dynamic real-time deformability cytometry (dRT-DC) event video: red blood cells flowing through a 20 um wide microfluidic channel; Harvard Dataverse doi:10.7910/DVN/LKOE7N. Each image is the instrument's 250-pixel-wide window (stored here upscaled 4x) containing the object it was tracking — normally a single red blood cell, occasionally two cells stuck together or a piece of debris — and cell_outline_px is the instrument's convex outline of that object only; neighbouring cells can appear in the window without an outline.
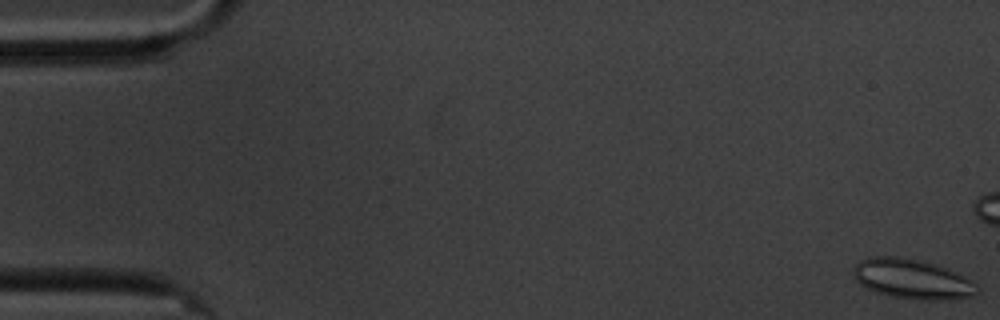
{"species": "common noctule bat (a hibernating species)", "species_latin": "Nyctalus noctula", "temperature_condition": "cold", "stored_images_in_passage": 60, "camera_frame_rate_fps": 3000, "um_per_image_px": 0.085, "animal": {"sex": "male", "body_mass_g": 20.1, "forearm_length_mm": 53.5}, "frame": {"image": 1, "passage_image": 1, "time_ms": 0.0, "image_size_px": [1000, 320], "cell_outline_px": [[980, 292], [972, 296], [948, 300], [920, 300], [892, 296], [876, 292], [860, 284], [852, 276], [852, 268], [860, 260], [868, 256], [900, 256], [920, 260], [948, 268], [972, 280], [980, 288]], "centroid_in_image_um": [77.54, 23.71], "position_along_channel_um": 7.5, "area_um2": 29.13}}
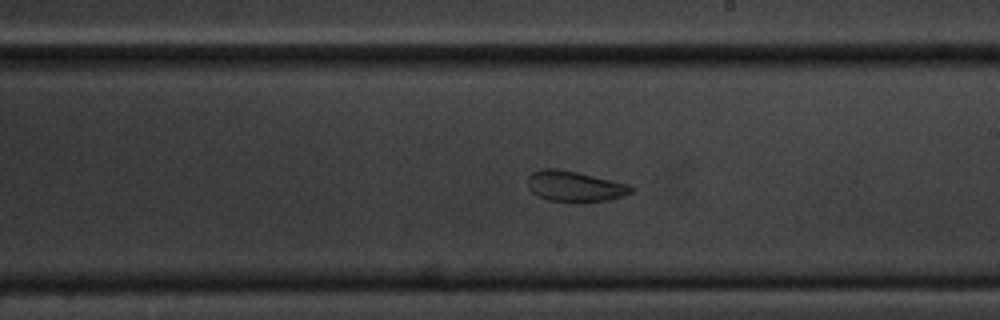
{"frame": {"image": 2, "passage_image": 34, "time_ms": 11.0, "image_size_px": [1000, 320], "cell_outline_px": [[636, 188], [632, 192], [624, 196], [608, 200], [584, 204], [572, 204], [548, 200], [532, 192], [528, 188], [528, 176], [532, 172], [540, 168], [556, 168], [576, 172], [628, 184]], "centroid_in_image_um": [48.86, 15.87], "position_along_channel_um": 240.1, "area_um2": 19.02}}
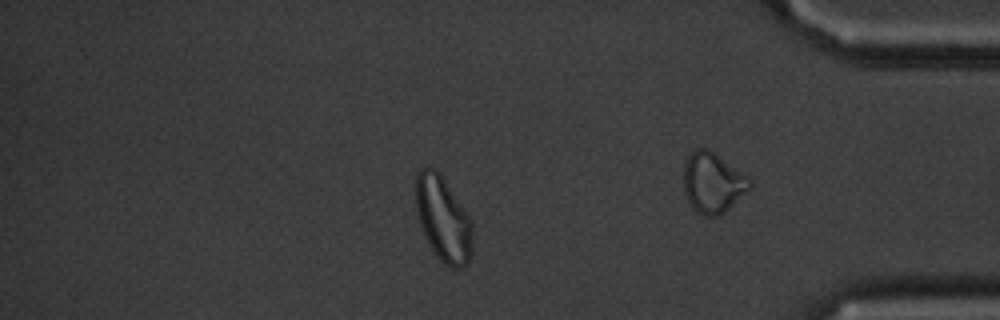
{"frame": {"image": 3, "passage_image": 51, "time_ms": 16.667, "image_size_px": [1000, 320], "cell_outline_px": [[472, 256], [468, 264], [460, 268], [448, 268], [440, 260], [432, 248], [420, 224], [416, 208], [416, 172], [420, 168], [432, 168], [440, 172], [472, 220]], "centroid_in_image_um": [37.69, 18.62], "position_along_channel_um": 397.5, "area_um2": 28.15}, "authors_computed_cell_mechanics": {"area_um2": 25.3453, "velocity_mm_per_s": 3.3789, "shape_relaxation_time_tau1_ms": 4.0746, "shape_relaxation_time_tau2_ms": 1.4559, "deformation_change_tau1": 0.1233, "deformation_change_tau2": 0.0763}}